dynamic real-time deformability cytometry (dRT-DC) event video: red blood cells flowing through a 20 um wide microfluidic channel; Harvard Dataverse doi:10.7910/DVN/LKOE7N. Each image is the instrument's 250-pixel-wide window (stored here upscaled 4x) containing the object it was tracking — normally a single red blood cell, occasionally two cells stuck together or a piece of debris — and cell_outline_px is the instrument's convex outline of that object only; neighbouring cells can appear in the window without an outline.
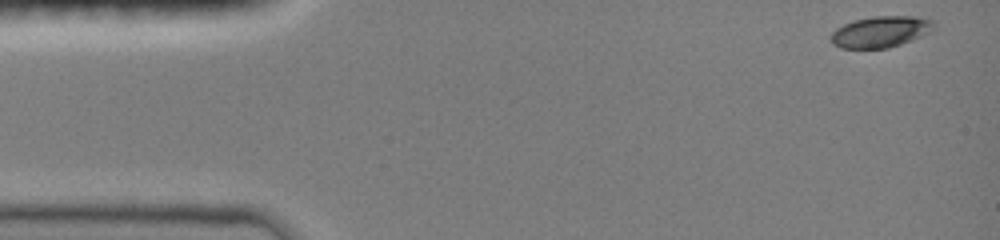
{"species": "common noctule bat (a hibernating species)", "species_latin": "Nyctalus noctula", "temperature_condition": "room temperature", "stored_images_in_passage": 43, "camera_frame_rate_fps": 3000, "um_per_image_px": 0.085, "animal": {"sex": "female", "body_mass_g": 19.0, "forearm_length_mm": 51.5}, "frame": {"image": 1, "passage_image": 1, "time_ms": 0.0, "image_size_px": [1000, 240], "cell_outline_px": [[936, 24], [932, 32], [912, 40], [888, 48], [840, 48], [832, 44], [828, 36], [836, 28], [844, 24], [856, 20], [872, 16], [912, 16], [932, 20]], "centroid_in_image_um": [74.84, 2.7], "position_along_channel_um": 10.2, "area_um2": 18.9}}
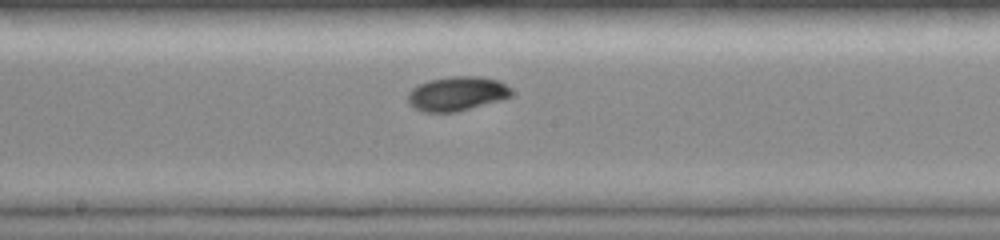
{"frame": {"image": 2, "passage_image": 24, "time_ms": 7.667, "image_size_px": [1000, 240], "cell_outline_px": [[512, 96], [500, 100], [456, 112], [424, 112], [408, 104], [408, 92], [412, 88], [428, 80], [452, 76], [480, 76], [500, 80], [512, 88]], "centroid_in_image_um": [38.86, 7.95], "position_along_channel_um": 209.3, "area_um2": 20.81}}
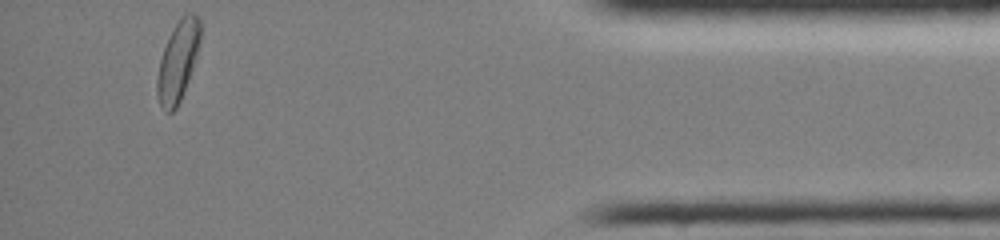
{"frame": {"image": 3, "passage_image": 43, "time_ms": 14.0, "image_size_px": [1000, 240], "cell_outline_px": [[200, 40], [196, 60], [180, 100], [176, 108], [172, 112], [164, 112], [160, 104], [156, 92], [156, 80], [160, 60], [164, 48], [180, 16], [188, 12], [192, 12], [200, 16]], "centroid_in_image_um": [15.13, 5.19], "position_along_channel_um": 420.1, "area_um2": 20.06}, "authors_computed_cell_mechanics": {"area_um2": 19.7098, "velocity_mm_per_s": 4.0035, "shape_relaxation_time_tau1_ms": 3.6283, "shape_relaxation_time_tau2_ms": null, "deformation_change_tau1": 0.1272, "deformation_change_tau2": null}}